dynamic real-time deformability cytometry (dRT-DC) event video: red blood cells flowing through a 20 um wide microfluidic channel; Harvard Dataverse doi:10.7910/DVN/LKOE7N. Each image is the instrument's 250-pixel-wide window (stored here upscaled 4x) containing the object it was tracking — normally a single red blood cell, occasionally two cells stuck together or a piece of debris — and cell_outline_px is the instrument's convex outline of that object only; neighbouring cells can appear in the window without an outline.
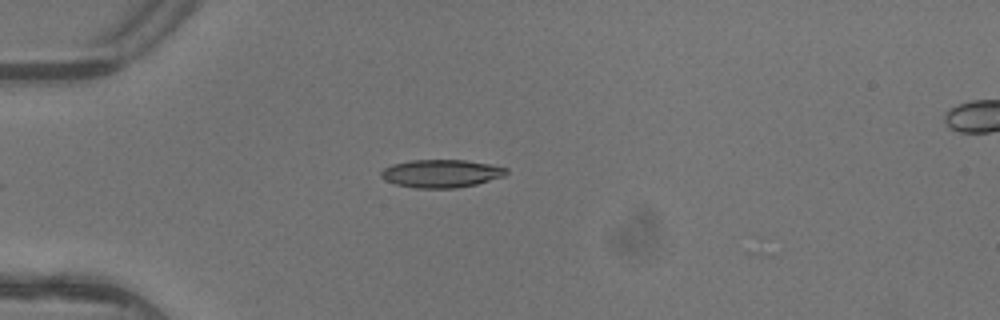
{"species": "common noctule bat (a hibernating species)", "species_latin": "Nyctalus noctula", "temperature_condition": "warm", "stored_images_in_passage": 3, "camera_frame_rate_fps": 3000, "um_per_image_px": 0.085, "animal": {"sex": "female"}, "frame": {"image": 1, "passage_image": 3, "time_ms": 0.667, "image_size_px": [1000, 320], "cell_outline_px": [[508, 172], [504, 176], [476, 184], [456, 188], [416, 188], [396, 184], [384, 180], [380, 176], [380, 172], [384, 168], [392, 164], [412, 160], [464, 160], [492, 164], [508, 168]], "centroid_in_image_um": [37.5, 14.74], "position_along_channel_um": 47.5, "area_um2": 20.46}}